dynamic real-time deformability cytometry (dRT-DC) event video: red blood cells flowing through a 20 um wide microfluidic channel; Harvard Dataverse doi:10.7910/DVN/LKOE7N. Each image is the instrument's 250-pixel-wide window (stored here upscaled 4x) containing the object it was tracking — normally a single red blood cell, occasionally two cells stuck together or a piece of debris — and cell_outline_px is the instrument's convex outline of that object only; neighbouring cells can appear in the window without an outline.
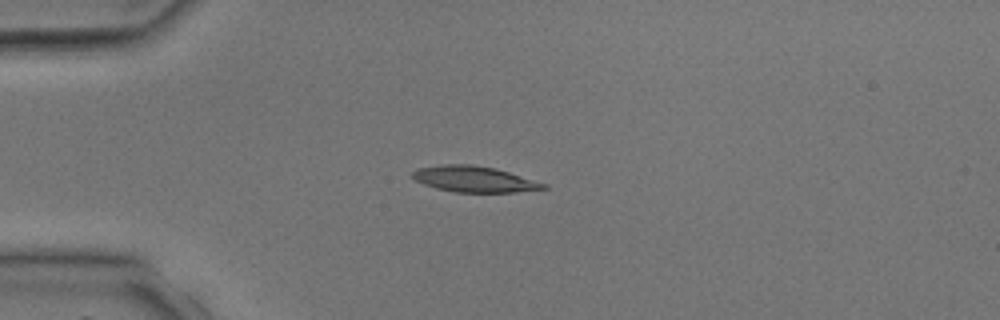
{"species": "common noctule bat (a hibernating species)", "species_latin": "Nyctalus noctula", "temperature_condition": "room temperature", "stored_images_in_passage": 5, "camera_frame_rate_fps": 3000, "um_per_image_px": 0.085, "animal": {"sex": "male", "body_mass_g": 17.9, "forearm_length_mm": 54.2}, "frame": {"image": 1, "passage_image": 3, "time_ms": 2.333, "image_size_px": [1000, 320], "cell_outline_px": [[548, 188], [516, 192], [456, 192], [436, 188], [424, 184], [416, 180], [412, 176], [412, 172], [416, 168], [440, 164], [468, 164], [496, 168], [548, 184]], "centroid_in_image_um": [40.31, 15.22], "position_along_channel_um": 44.7, "area_um2": 19.83}}